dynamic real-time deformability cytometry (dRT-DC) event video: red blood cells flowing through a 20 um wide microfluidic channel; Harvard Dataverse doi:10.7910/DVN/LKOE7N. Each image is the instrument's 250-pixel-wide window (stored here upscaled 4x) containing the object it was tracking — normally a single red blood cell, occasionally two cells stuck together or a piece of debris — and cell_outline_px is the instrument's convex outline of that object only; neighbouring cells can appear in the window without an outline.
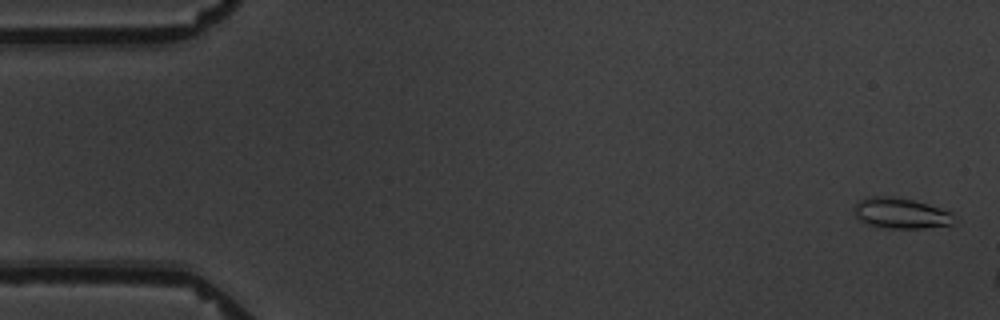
{"species": "common noctule bat (a hibernating species)", "species_latin": "Nyctalus noctula", "temperature_condition": "warm", "stored_images_in_passage": 11, "camera_frame_rate_fps": 3000, "um_per_image_px": 0.085, "animal": {"sex": "male", "body_mass_g": 19.5, "forearm_length_mm": 54.6}, "frame": {"image": 1, "passage_image": 2, "time_ms": 0.333, "image_size_px": [1000, 320], "cell_outline_px": [[960, 220], [952, 224], [924, 228], [880, 228], [868, 224], [860, 220], [856, 216], [856, 204], [860, 200], [868, 196], [892, 196], [912, 200], [940, 208], [952, 212]], "centroid_in_image_um": [76.63, 18.13], "position_along_channel_um": 8.4, "area_um2": 17.92}}